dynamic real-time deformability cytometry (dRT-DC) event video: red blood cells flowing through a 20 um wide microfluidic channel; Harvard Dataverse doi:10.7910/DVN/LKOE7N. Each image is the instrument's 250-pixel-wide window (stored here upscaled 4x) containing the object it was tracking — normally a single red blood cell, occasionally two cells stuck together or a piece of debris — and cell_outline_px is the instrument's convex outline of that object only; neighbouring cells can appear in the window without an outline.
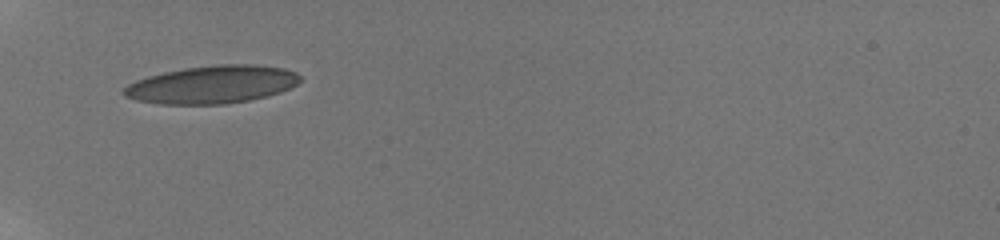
{"species": "human", "species_latin": "Homo sapiens", "temperature_condition": "room temperature", "stored_images_in_passage": 35, "camera_frame_rate_fps": 3000, "um_per_image_px": 0.085, "donor": {"sex": "male"}, "frame": {"image": 1, "passage_image": 1, "time_ms": 0.0, "image_size_px": [1000, 240], "cell_outline_px": [[300, 80], [292, 88], [268, 96], [248, 100], [224, 104], [156, 104], [136, 100], [124, 96], [120, 92], [128, 84], [136, 80], [148, 76], [164, 72], [184, 68], [220, 64], [252, 64], [284, 68], [296, 72], [300, 76]], "centroid_in_image_um": [18.01, 7.19], "position_along_channel_um": 67.0, "area_um2": 39.02}}
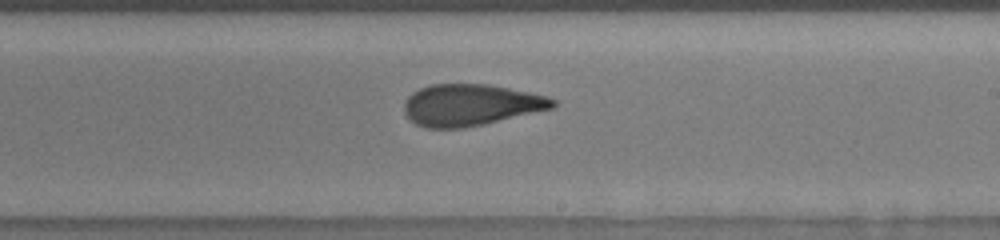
{"frame": {"image": 2, "passage_image": 16, "time_ms": 5.0, "image_size_px": [1000, 240], "cell_outline_px": [[556, 104], [552, 108], [484, 124], [464, 128], [424, 128], [416, 124], [404, 112], [404, 100], [412, 92], [420, 88], [432, 84], [488, 84], [548, 96], [556, 100]], "centroid_in_image_um": [39.98, 8.92], "position_along_channel_um": 249.0, "area_um2": 35.89}}
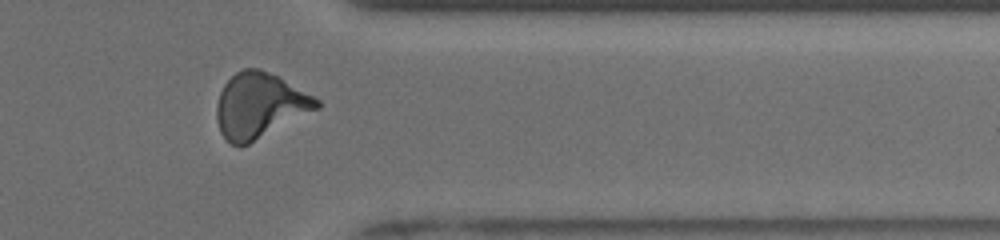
{"frame": {"image": 3, "passage_image": 27, "time_ms": 8.667, "image_size_px": [1000, 240], "cell_outline_px": [[320, 108], [240, 148], [224, 140], [220, 132], [216, 120], [216, 104], [220, 92], [224, 84], [236, 72], [244, 68], [260, 68], [276, 76], [320, 100]], "centroid_in_image_um": [22.02, 9.0], "position_along_channel_um": 389.4, "area_um2": 37.86}, "authors_computed_cell_mechanics": {"area_um2": 35.8938, "velocity_mm_per_s": 3.8957, "shape_relaxation_time_tau1_ms": 8.3507, "shape_relaxation_time_tau2_ms": 1.2431, "deformation_change_tau1": 0.2351, "deformation_change_tau2": 0.0807}}